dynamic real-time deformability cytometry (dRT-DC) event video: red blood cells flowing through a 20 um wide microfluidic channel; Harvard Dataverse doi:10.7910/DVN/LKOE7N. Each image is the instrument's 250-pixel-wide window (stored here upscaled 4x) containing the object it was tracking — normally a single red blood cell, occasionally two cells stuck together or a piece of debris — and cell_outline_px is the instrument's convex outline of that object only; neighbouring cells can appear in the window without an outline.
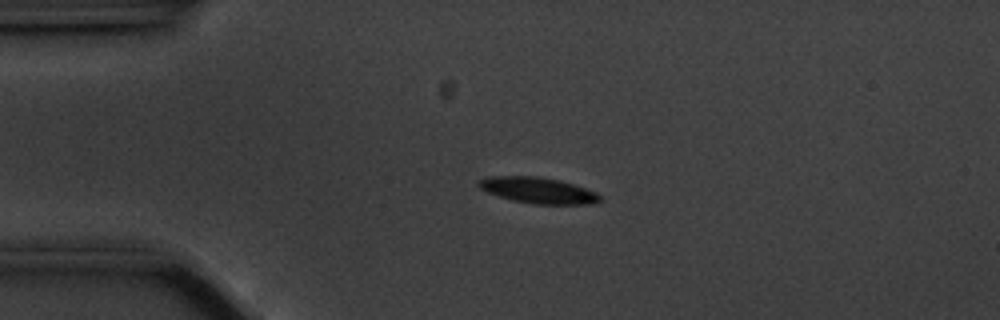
{"species": "common noctule bat (a hibernating species)", "species_latin": "Nyctalus noctula", "temperature_condition": "cold", "stored_images_in_passage": 56, "camera_frame_rate_fps": 3000, "um_per_image_px": 0.085, "animal": {"sex": "male", "body_mass_g": 20.1, "forearm_length_mm": 53.5}, "frame": {"image": 1, "passage_image": 12, "time_ms": 3.667, "image_size_px": [1000, 320], "cell_outline_px": [[604, 200], [588, 204], [536, 204], [512, 200], [488, 192], [480, 188], [476, 184], [480, 180], [488, 176], [536, 176], [560, 180], [596, 192]], "centroid_in_image_um": [45.74, 16.17], "position_along_channel_um": 39.3, "area_um2": 18.21}}
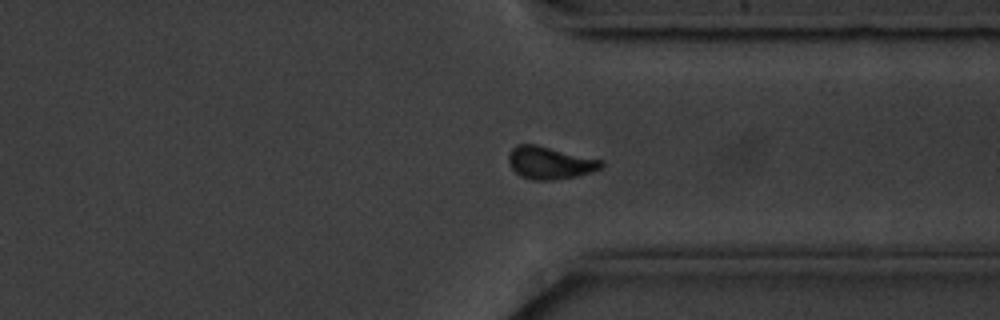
{"frame": {"image": 2, "passage_image": 42, "time_ms": 13.667, "image_size_px": [1000, 320], "cell_outline_px": [[604, 164], [600, 168], [576, 176], [552, 180], [532, 180], [520, 176], [512, 168], [508, 160], [508, 152], [516, 144], [536, 144], [604, 160]], "centroid_in_image_um": [46.71, 13.82], "position_along_channel_um": 364.7, "area_um2": 17.57}}
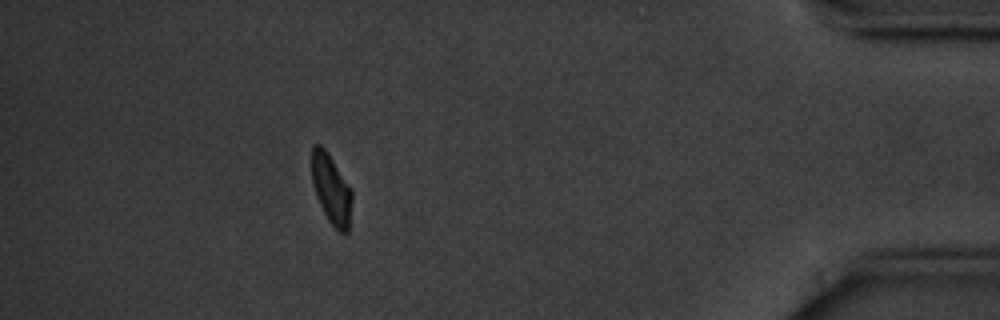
{"frame": {"image": 3, "passage_image": 50, "time_ms": 16.333, "image_size_px": [1000, 320], "cell_outline_px": [[352, 200], [348, 232], [340, 232], [328, 220], [320, 204], [312, 180], [312, 144], [320, 144], [328, 152], [352, 188]], "centroid_in_image_um": [28.18, 16.04], "position_along_channel_um": 407.0, "area_um2": 16.24}, "authors_computed_cell_mechanics": {"area_um2": 17.3978, "velocity_mm_per_s": 3.5178, "shape_relaxation_time_tau1_ms": 1.9042, "shape_relaxation_time_tau2_ms": null, "deformation_change_tau1": 0.087, "deformation_change_tau2": null}}